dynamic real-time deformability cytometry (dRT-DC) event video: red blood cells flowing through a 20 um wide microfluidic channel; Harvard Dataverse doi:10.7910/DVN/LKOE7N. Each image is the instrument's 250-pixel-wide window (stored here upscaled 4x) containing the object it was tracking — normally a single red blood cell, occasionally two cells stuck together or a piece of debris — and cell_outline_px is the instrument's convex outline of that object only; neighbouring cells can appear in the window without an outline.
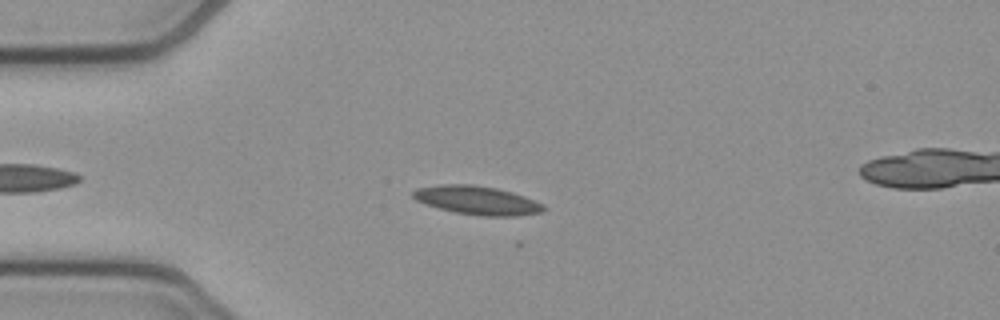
{"species": "common noctule bat (a hibernating species)", "species_latin": "Nyctalus noctula", "temperature_condition": "cold", "stored_images_in_passage": 19, "camera_frame_rate_fps": 3000, "um_per_image_px": 0.085, "animal": {"sex": "female", "body_mass_g": 21.9}, "frame": {"image": 1, "passage_image": 8, "time_ms": 2.333, "image_size_px": [1000, 320], "cell_outline_px": [[544, 212], [516, 216], [480, 216], [456, 212], [440, 208], [416, 200], [412, 196], [412, 192], [416, 188], [440, 184], [472, 184], [496, 188], [512, 192], [524, 196], [544, 204]], "centroid_in_image_um": [40.57, 17.02], "position_along_channel_um": 44.4, "area_um2": 21.73}}
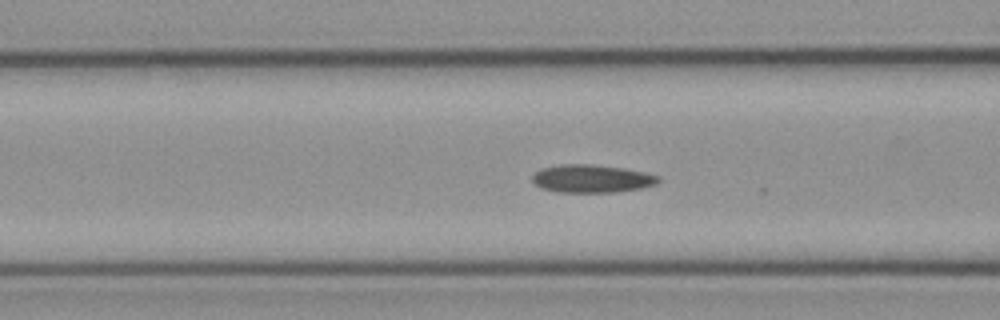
{"frame": {"image": 2, "passage_image": 15, "time_ms": 4.667, "image_size_px": [1000, 320], "cell_outline_px": [[660, 180], [656, 184], [640, 188], [612, 192], [556, 192], [540, 188], [532, 184], [532, 176], [540, 168], [560, 164], [592, 164], [624, 168], [644, 172], [660, 176]], "centroid_in_image_um": [50.25, 15.18], "position_along_channel_um": 116.4, "area_um2": 20.69}}
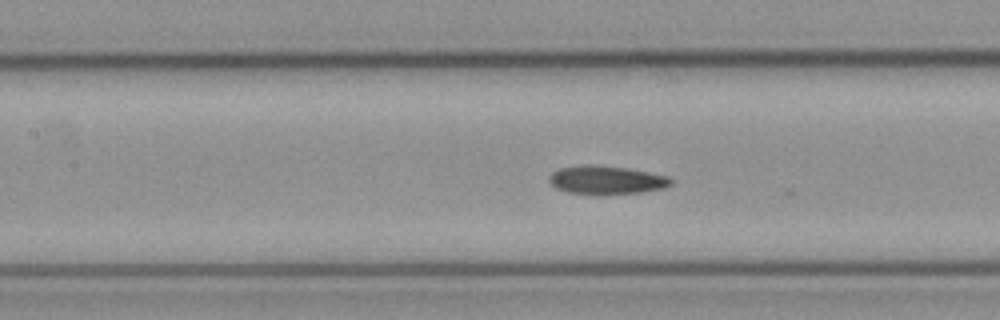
{"frame": {"image": 3, "passage_image": 18, "time_ms": 5.667, "image_size_px": [1000, 320], "cell_outline_px": [[672, 184], [664, 188], [640, 192], [568, 192], [556, 188], [548, 180], [548, 176], [552, 172], [560, 168], [584, 164], [596, 164], [628, 168], [668, 176], [672, 180]], "centroid_in_image_um": [51.53, 15.25], "position_along_channel_um": 155.9, "area_um2": 19.59}}